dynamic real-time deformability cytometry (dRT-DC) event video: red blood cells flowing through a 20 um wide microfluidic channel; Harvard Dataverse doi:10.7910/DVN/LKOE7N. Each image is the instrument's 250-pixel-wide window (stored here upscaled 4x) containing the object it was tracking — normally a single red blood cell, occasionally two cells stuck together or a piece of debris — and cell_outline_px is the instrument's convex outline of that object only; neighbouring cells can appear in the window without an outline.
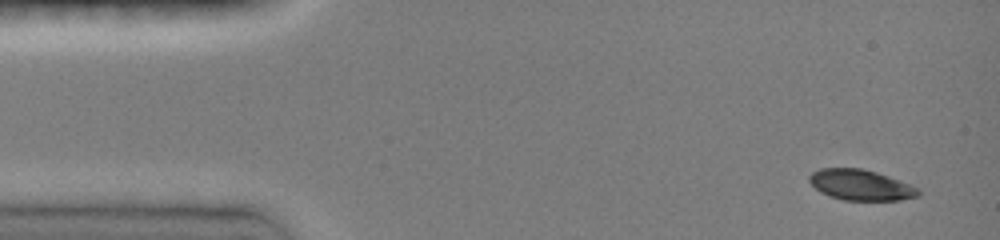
{"species": "common noctule bat (a hibernating species)", "species_latin": "Nyctalus noctula", "temperature_condition": "room temperature", "stored_images_in_passage": 9, "camera_frame_rate_fps": 3000, "um_per_image_px": 0.085, "animal": {"sex": "female", "body_mass_g": 19.0, "forearm_length_mm": 51.5}, "frame": {"image": 1, "passage_image": 1, "time_ms": 0.0, "image_size_px": [1000, 240], "cell_outline_px": [[920, 196], [900, 200], [844, 200], [820, 192], [808, 180], [808, 176], [812, 172], [820, 168], [860, 168], [876, 172], [888, 176], [920, 188]], "centroid_in_image_um": [73.17, 15.72], "position_along_channel_um": 11.8, "area_um2": 19.42}}
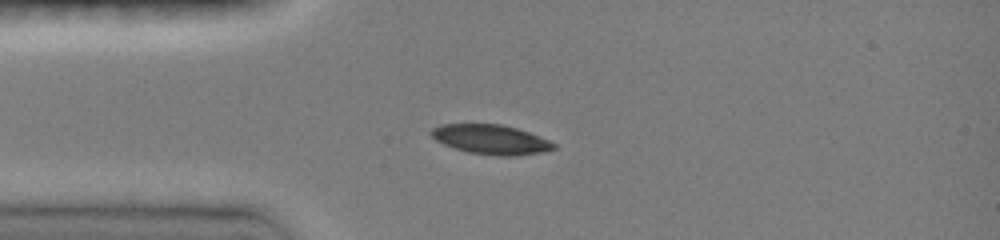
{"frame": {"image": 2, "passage_image": 6, "time_ms": 3.0, "image_size_px": [1000, 240], "cell_outline_px": [[556, 148], [540, 152], [516, 156], [496, 156], [468, 152], [444, 144], [436, 140], [428, 132], [432, 128], [440, 124], [500, 124], [516, 128], [528, 132], [548, 140], [556, 144]], "centroid_in_image_um": [41.7, 11.85], "position_along_channel_um": 43.3, "area_um2": 20.98}}